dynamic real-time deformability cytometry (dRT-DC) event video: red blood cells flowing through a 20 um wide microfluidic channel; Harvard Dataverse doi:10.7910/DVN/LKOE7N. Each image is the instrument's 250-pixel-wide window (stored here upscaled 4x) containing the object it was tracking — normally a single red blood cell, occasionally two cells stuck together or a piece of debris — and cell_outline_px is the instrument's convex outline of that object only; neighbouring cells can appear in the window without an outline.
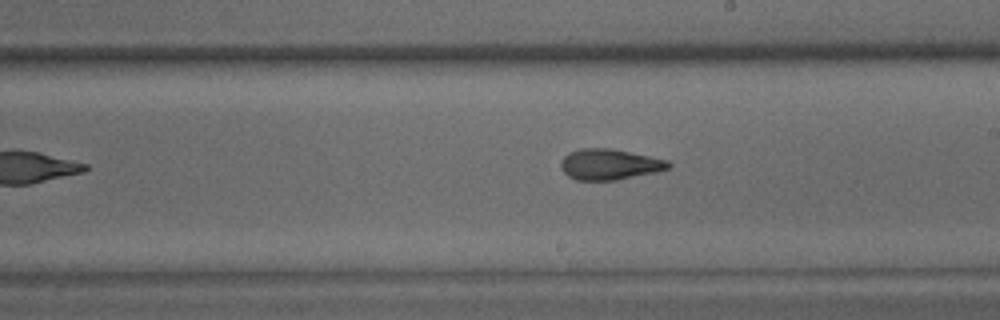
{"species": "common noctule bat (a hibernating species)", "species_latin": "Nyctalus noctula", "temperature_condition": "warm", "stored_images_in_passage": 28, "camera_frame_rate_fps": 3000, "um_per_image_px": 0.085, "animal": {"sex": "male", "body_mass_g": 15.6}, "frame": {"image": 1, "passage_image": 16, "time_ms": 5.0, "image_size_px": [1000, 320], "cell_outline_px": [[672, 164], [668, 168], [656, 172], [616, 180], [576, 180], [568, 176], [564, 172], [560, 164], [564, 156], [568, 152], [580, 148], [612, 148], [668, 160]], "centroid_in_image_um": [51.8, 13.96], "position_along_channel_um": 237.2, "area_um2": 19.31}}
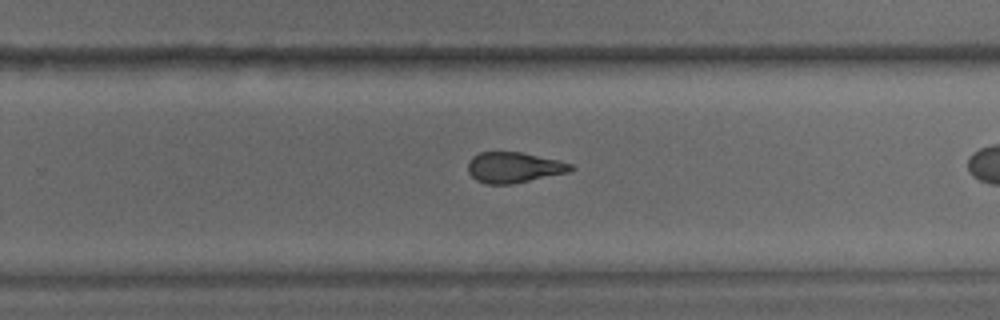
{"frame": {"image": 2, "passage_image": 20, "time_ms": 6.333, "image_size_px": [1000, 320], "cell_outline_px": [[576, 168], [572, 172], [512, 184], [484, 184], [476, 180], [468, 172], [468, 160], [472, 156], [480, 152], [520, 152], [556, 160], [572, 164]], "centroid_in_image_um": [43.68, 14.24], "position_along_channel_um": 286.1, "area_um2": 18.5}}